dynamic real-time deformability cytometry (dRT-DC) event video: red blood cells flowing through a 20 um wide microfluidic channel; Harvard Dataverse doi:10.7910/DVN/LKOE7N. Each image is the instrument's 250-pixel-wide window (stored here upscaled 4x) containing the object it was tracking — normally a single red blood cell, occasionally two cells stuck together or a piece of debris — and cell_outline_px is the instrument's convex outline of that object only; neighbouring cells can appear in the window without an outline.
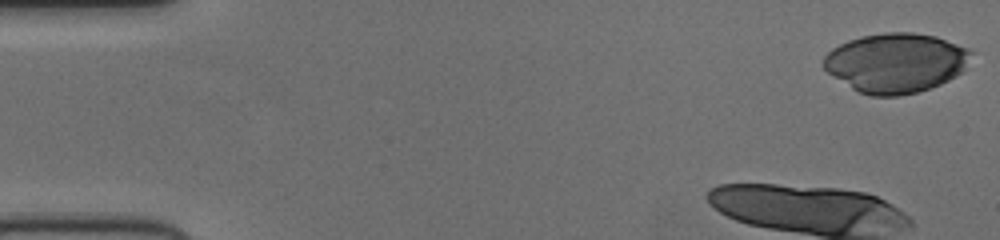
{"species": "human", "species_latin": "Homo sapiens", "temperature_condition": "cold", "stored_images_in_passage": 13, "camera_frame_rate_fps": 3000, "um_per_image_px": 0.085, "donor": {"sex": "female"}, "frame": {"image": 1, "passage_image": 1, "time_ms": 0.0, "image_size_px": [1000, 240], "cell_outline_px": [[976, 52], [964, 68], [956, 76], [940, 84], [916, 92], [900, 96], [872, 96], [860, 92], [852, 88], [828, 72], [820, 64], [824, 56], [832, 48], [848, 40], [860, 36], [884, 32], [912, 32], [936, 36], [968, 48]], "centroid_in_image_um": [76.15, 5.32], "position_along_channel_um": 8.8, "area_um2": 51.33}}